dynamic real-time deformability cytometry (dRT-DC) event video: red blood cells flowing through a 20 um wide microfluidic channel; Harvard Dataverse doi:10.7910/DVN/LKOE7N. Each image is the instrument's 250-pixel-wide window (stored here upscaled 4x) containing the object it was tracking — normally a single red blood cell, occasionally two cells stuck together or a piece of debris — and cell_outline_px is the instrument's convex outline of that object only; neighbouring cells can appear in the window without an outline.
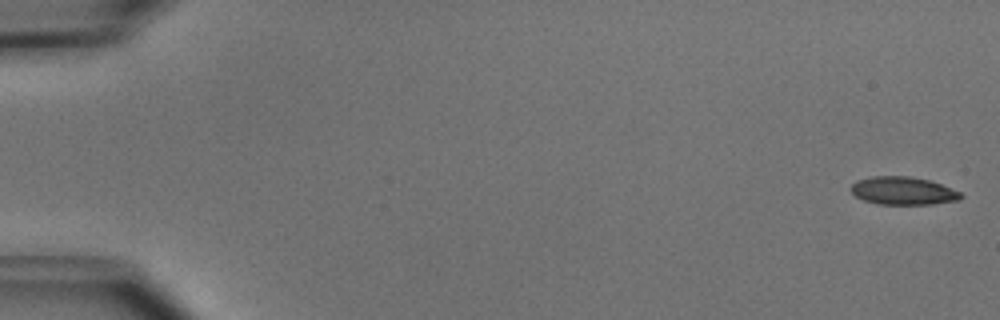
{"species": "common noctule bat (a hibernating species)", "species_latin": "Nyctalus noctula", "temperature_condition": "cold", "stored_images_in_passage": 51, "camera_frame_rate_fps": 3000, "um_per_image_px": 0.085, "animal": {"sex": "male", "body_mass_g": 15.6}, "frame": {"image": 1, "passage_image": 1, "time_ms": 0.0, "image_size_px": [1000, 320], "cell_outline_px": [[964, 196], [960, 200], [932, 204], [880, 204], [864, 200], [856, 196], [848, 188], [856, 180], [872, 176], [908, 176], [928, 180], [940, 184], [960, 192]], "centroid_in_image_um": [76.74, 16.22], "position_along_channel_um": 8.3, "area_um2": 17.86}}
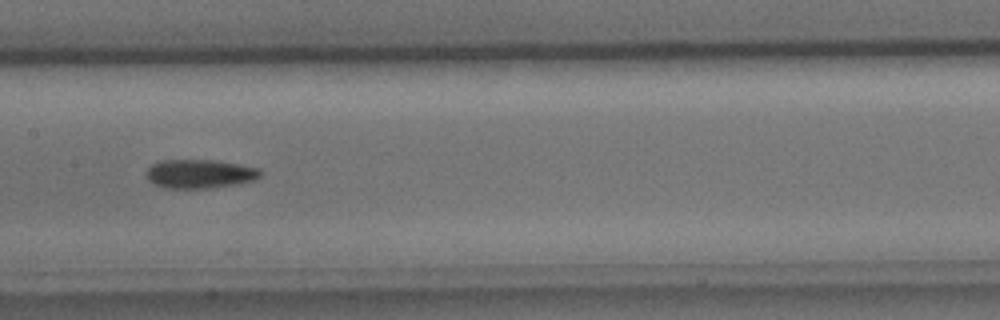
{"frame": {"image": 2, "passage_image": 26, "time_ms": 8.333, "image_size_px": [1000, 320], "cell_outline_px": [[264, 172], [256, 180], [236, 184], [212, 188], [164, 188], [148, 180], [148, 168], [152, 164], [160, 160], [212, 160], [240, 164], [260, 168]], "centroid_in_image_um": [17.04, 14.77], "position_along_channel_um": 190.4, "area_um2": 19.25}}
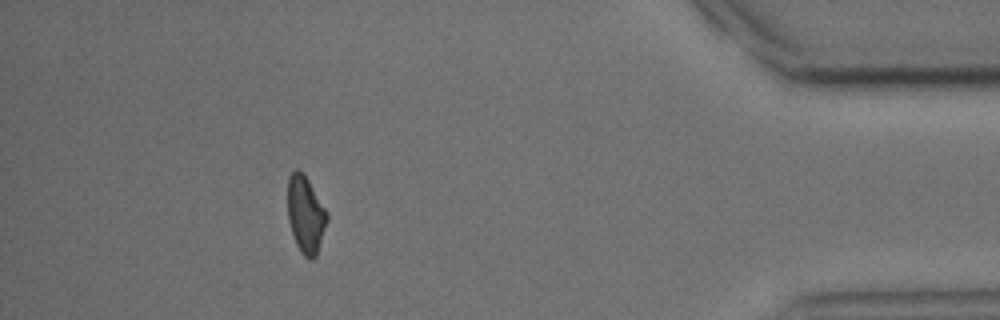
{"frame": {"image": 3, "passage_image": 46, "time_ms": 15.0, "image_size_px": [1000, 320], "cell_outline_px": [[328, 220], [316, 256], [312, 260], [308, 260], [300, 252], [296, 244], [288, 220], [288, 176], [296, 168], [308, 180], [328, 212]], "centroid_in_image_um": [25.98, 18.27], "position_along_channel_um": 409.2, "area_um2": 17.63}, "authors_computed_cell_mechanics": {"area_um2": 18.4382, "velocity_mm_per_s": 3.9889, "shape_relaxation_time_tau1_ms": 4.1149, "shape_relaxation_time_tau2_ms": 7.5956, "deformation_change_tau1": 0.1258, "deformation_change_tau2": 0.1706}}